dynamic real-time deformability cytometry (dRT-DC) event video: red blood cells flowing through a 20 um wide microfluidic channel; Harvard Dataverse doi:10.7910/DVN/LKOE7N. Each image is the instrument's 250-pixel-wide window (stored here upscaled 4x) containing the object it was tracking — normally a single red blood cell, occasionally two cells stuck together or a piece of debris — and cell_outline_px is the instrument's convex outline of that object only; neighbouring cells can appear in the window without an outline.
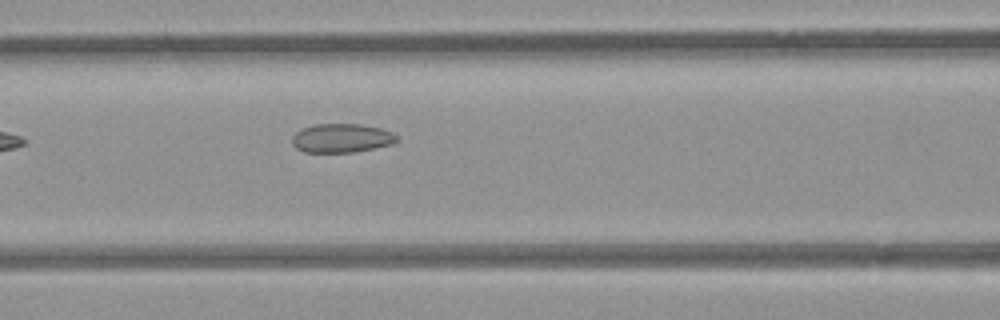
{"species": "common noctule bat (a hibernating species)", "species_latin": "Nyctalus noctula", "temperature_condition": "room temperature", "stored_images_in_passage": 3, "camera_frame_rate_fps": 3000, "um_per_image_px": 0.085, "animal": {"sex": "female", "body_mass_g": 21.9}, "frame": {"image": 1, "passage_image": 3, "time_ms": 0.667, "image_size_px": [1000, 320], "cell_outline_px": [[400, 140], [392, 144], [352, 152], [304, 152], [296, 148], [292, 144], [292, 136], [296, 132], [304, 128], [316, 124], [360, 124], [380, 128], [392, 132]], "centroid_in_image_um": [29.03, 11.74], "position_along_channel_um": 137.6, "area_um2": 17.51}}